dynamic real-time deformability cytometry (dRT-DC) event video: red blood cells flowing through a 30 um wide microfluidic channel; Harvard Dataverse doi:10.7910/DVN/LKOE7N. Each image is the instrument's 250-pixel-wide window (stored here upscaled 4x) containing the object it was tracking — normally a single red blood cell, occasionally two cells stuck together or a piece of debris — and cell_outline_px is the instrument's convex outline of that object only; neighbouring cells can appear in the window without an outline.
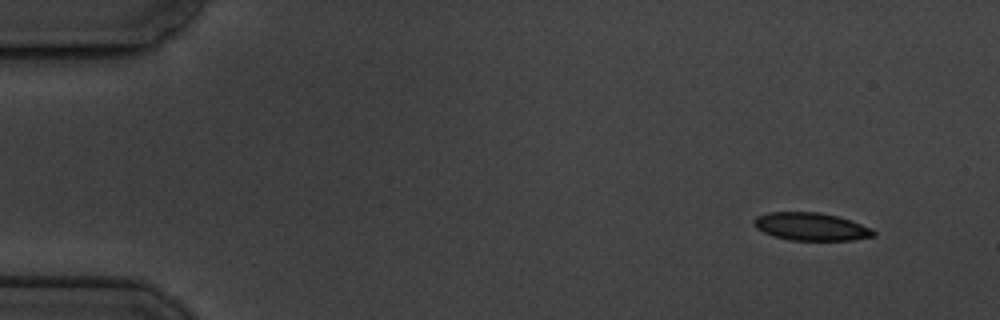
{"species": "common noctule bat (a hibernating species)", "species_latin": "Nyctalus noctula", "temperature_condition": "cold", "stored_images_in_passage": 5, "camera_frame_rate_fps": 3000, "um_per_image_px": 0.085, "animal": {"sex": "male", "body_mass_g": 19.5, "forearm_length_mm": 54.6}, "frame": {"image": 1, "passage_image": 1, "time_ms": 0.0, "image_size_px": [1000, 320], "cell_outline_px": [[876, 236], [852, 240], [788, 240], [772, 236], [756, 228], [752, 224], [752, 220], [756, 216], [768, 212], [820, 212], [852, 220], [872, 228], [876, 232]], "centroid_in_image_um": [68.93, 19.26], "position_along_channel_um": 16.1, "area_um2": 19.65}}
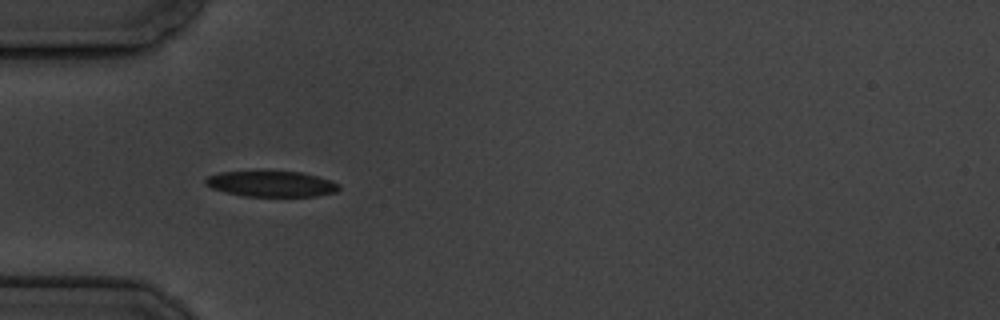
{"frame": {"image": 2, "passage_image": 4, "time_ms": 4.333, "image_size_px": [1000, 320], "cell_outline_px": [[340, 188], [336, 192], [316, 196], [244, 196], [224, 192], [212, 188], [204, 184], [204, 180], [208, 176], [220, 172], [304, 172], [332, 180], [340, 184]], "centroid_in_image_um": [23.09, 15.63], "position_along_channel_um": 61.9, "area_um2": 20.0}}
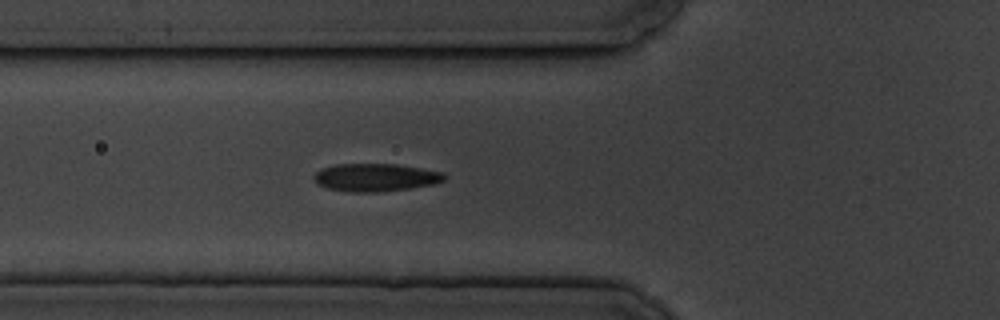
{"frame": {"image": 3, "passage_image": 5, "time_ms": 5.333, "image_size_px": [1000, 320], "cell_outline_px": [[448, 176], [444, 180], [436, 184], [408, 188], [376, 192], [348, 192], [328, 188], [316, 184], [312, 176], [320, 168], [332, 164], [396, 164], [444, 172]], "centroid_in_image_um": [31.89, 15.07], "position_along_channel_um": 93.9, "area_um2": 21.39}}